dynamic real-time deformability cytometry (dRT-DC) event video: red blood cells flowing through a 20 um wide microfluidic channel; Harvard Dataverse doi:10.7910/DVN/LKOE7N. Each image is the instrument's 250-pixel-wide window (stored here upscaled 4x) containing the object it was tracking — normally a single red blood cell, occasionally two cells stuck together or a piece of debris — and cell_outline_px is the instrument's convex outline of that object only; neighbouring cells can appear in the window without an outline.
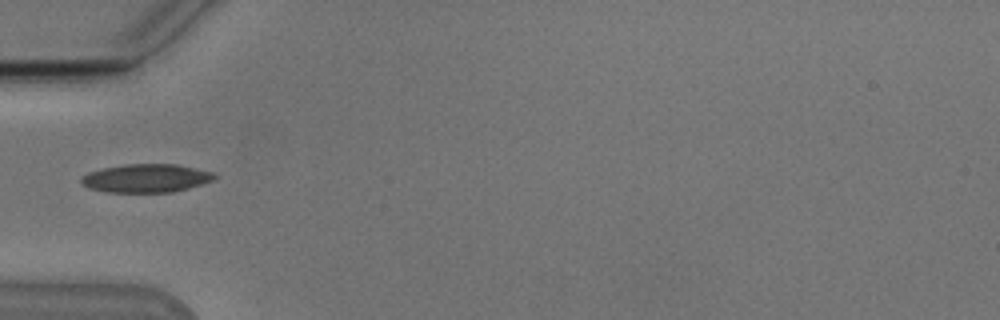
{"species": "Egyptian fruit bat (a non-hibernating species)", "species_latin": "Rousettus aegyptiacus", "temperature_condition": "cold", "stored_images_in_passage": 23, "camera_frame_rate_fps": 3000, "um_per_image_px": 0.085, "animal": {"sex": "male"}, "frame": {"image": 1, "passage_image": 1, "time_ms": 0.0, "image_size_px": [1000, 320], "cell_outline_px": [[216, 176], [212, 180], [188, 188], [172, 192], [108, 192], [88, 188], [80, 180], [88, 172], [104, 168], [124, 164], [176, 164], [212, 172]], "centroid_in_image_um": [12.4, 15.14], "position_along_channel_um": 72.6, "area_um2": 21.73}}
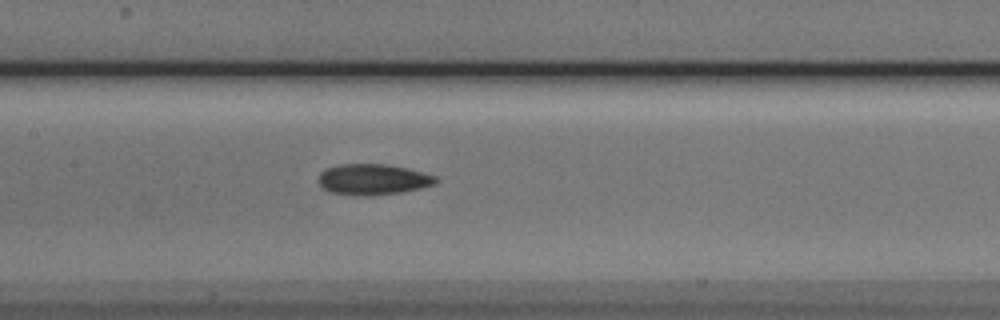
{"frame": {"image": 2, "passage_image": 9, "time_ms": 2.667, "image_size_px": [1000, 320], "cell_outline_px": [[440, 180], [436, 184], [420, 188], [400, 192], [372, 196], [352, 196], [328, 192], [316, 180], [320, 172], [328, 168], [340, 164], [384, 164], [408, 168], [436, 176]], "centroid_in_image_um": [31.69, 15.26], "position_along_channel_um": 175.7, "area_um2": 21.39}}
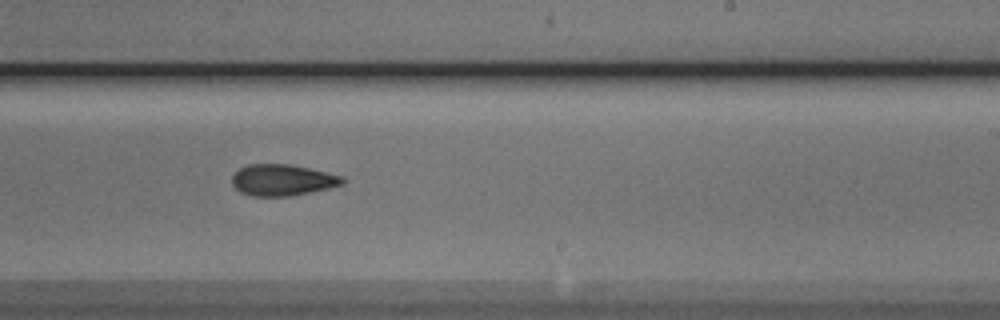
{"frame": {"image": 3, "passage_image": 16, "time_ms": 5.0, "image_size_px": [1000, 320], "cell_outline_px": [[348, 180], [344, 184], [328, 188], [288, 196], [252, 196], [240, 192], [232, 184], [232, 176], [240, 168], [248, 164], [288, 164], [308, 168], [344, 176]], "centroid_in_image_um": [24.02, 15.3], "position_along_channel_um": 265.0, "area_um2": 20.11}}